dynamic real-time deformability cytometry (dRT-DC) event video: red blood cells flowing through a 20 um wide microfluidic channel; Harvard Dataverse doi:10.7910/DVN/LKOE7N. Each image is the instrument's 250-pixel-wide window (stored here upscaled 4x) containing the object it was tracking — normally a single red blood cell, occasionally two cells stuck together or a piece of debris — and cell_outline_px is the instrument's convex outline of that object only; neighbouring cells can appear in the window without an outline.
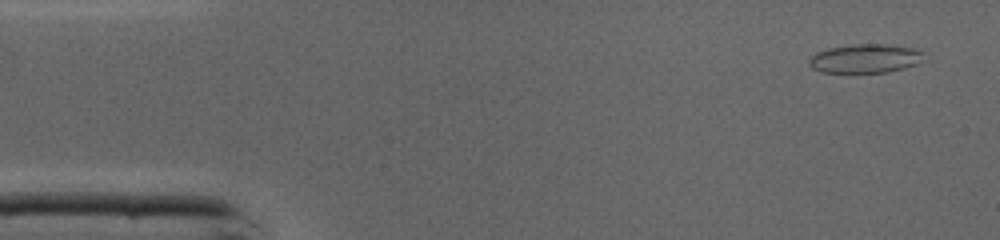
{"species": "common noctule bat (a hibernating species)", "species_latin": "Nyctalus noctula", "temperature_condition": "cold", "stored_images_in_passage": 47, "segment_of_instrument_passage": [1, 2], "camera_frame_rate_fps": 3000, "um_per_image_px": 0.085, "animal": {"sex": "male", "body_mass_g": 19.0, "forearm_length_mm": 50.8}, "frame": {"image": 1, "passage_image": 3, "time_ms": 0.667, "image_size_px": [1000, 240], "cell_outline_px": [[924, 52], [916, 64], [904, 68], [888, 72], [820, 72], [812, 68], [808, 64], [808, 60], [816, 52], [828, 48], [852, 44], [884, 44], [912, 48]], "centroid_in_image_um": [73.48, 4.97], "position_along_channel_um": 11.5, "area_um2": 19.13}}
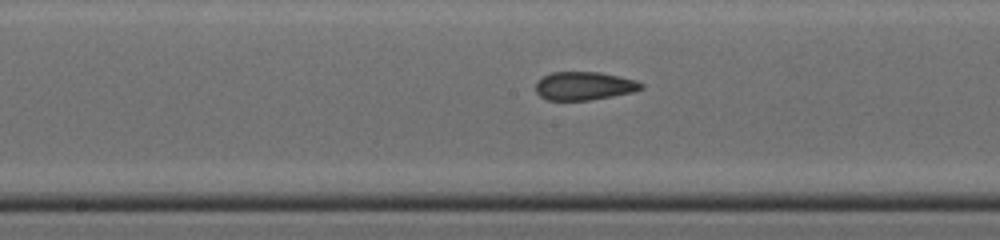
{"frame": {"image": 2, "passage_image": 23, "time_ms": 7.333, "image_size_px": [1000, 240], "cell_outline_px": [[644, 88], [632, 92], [612, 96], [588, 100], [548, 100], [540, 96], [536, 92], [536, 80], [552, 72], [600, 72], [620, 76], [636, 80], [644, 84]], "centroid_in_image_um": [49.66, 7.29], "position_along_channel_um": 198.5, "area_um2": 17.46}}
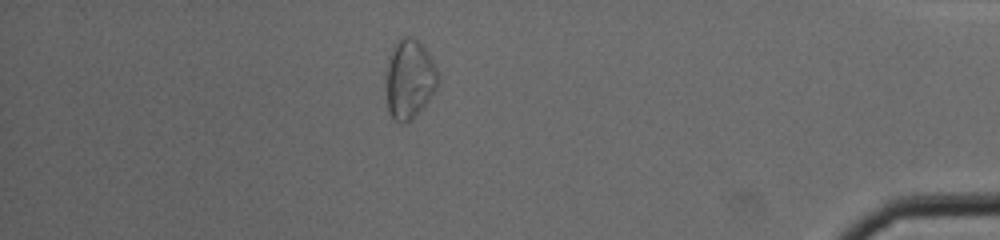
{"frame": {"image": 3, "passage_image": 40, "time_ms": 13.0, "image_size_px": [1000, 240], "cell_outline_px": [[440, 80], [436, 88], [428, 100], [412, 120], [404, 124], [396, 120], [388, 112], [384, 88], [388, 60], [400, 36], [412, 36], [428, 52], [440, 72]], "centroid_in_image_um": [34.8, 6.74], "position_along_channel_um": 400.4, "area_um2": 24.39}}